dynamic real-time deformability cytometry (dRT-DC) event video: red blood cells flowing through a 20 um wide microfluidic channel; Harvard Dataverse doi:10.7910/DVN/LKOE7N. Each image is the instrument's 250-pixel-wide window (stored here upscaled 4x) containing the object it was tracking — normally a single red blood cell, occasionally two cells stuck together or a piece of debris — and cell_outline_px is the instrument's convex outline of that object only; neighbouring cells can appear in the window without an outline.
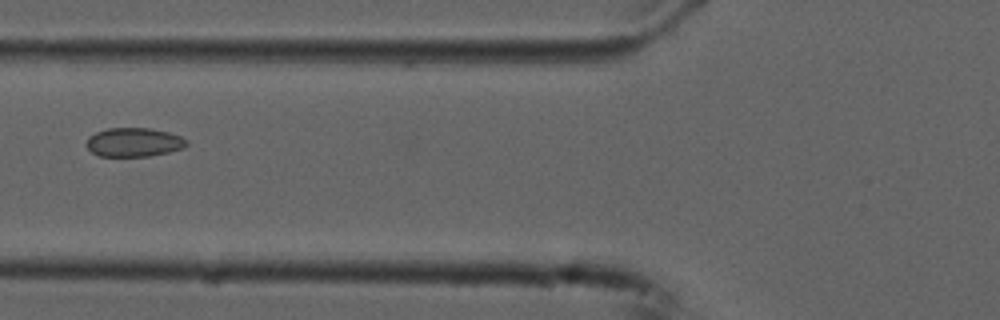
{"species": "common noctule bat (a hibernating species)", "species_latin": "Nyctalus noctula", "temperature_condition": "cold", "stored_images_in_passage": 3, "camera_frame_rate_fps": 3000, "um_per_image_px": 0.085, "animal": {"sex": "male", "forearm_length_mm": 52.5}, "frame": {"image": 1, "passage_image": 3, "time_ms": 0.667, "image_size_px": [1000, 320], "cell_outline_px": [[188, 144], [184, 148], [168, 152], [148, 156], [100, 156], [92, 152], [84, 144], [88, 136], [96, 132], [108, 128], [148, 128], [168, 132], [180, 136], [188, 140]], "centroid_in_image_um": [11.36, 12.09], "position_along_channel_um": 114.4, "area_um2": 16.94}}